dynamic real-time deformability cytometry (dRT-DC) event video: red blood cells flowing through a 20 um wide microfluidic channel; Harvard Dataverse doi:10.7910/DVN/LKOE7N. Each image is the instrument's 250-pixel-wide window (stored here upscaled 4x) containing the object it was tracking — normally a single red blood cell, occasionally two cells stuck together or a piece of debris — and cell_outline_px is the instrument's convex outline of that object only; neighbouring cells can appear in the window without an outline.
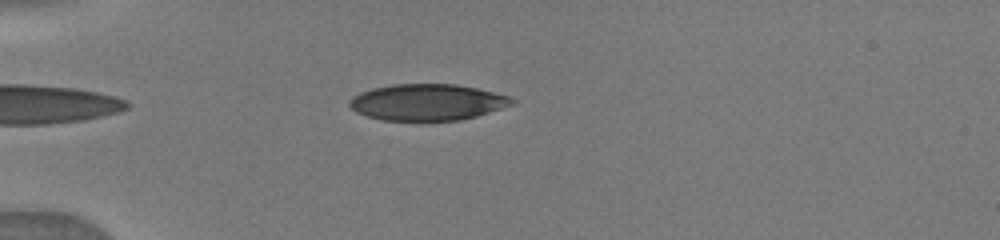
{"species": "human", "species_latin": "Homo sapiens", "temperature_condition": "warm", "stored_images_in_passage": 36, "camera_frame_rate_fps": 3000, "um_per_image_px": 0.085, "donor": {"sex": "male"}, "frame": {"image": 1, "passage_image": 5, "time_ms": 0.667, "image_size_px": [1000, 240], "cell_outline_px": [[516, 104], [476, 116], [460, 120], [420, 124], [384, 120], [368, 116], [356, 112], [348, 104], [348, 100], [352, 96], [360, 92], [372, 88], [392, 84], [456, 84], [476, 88], [512, 96], [516, 100]], "centroid_in_image_um": [36.33, 8.73], "position_along_channel_um": 48.7, "area_um2": 35.66}}
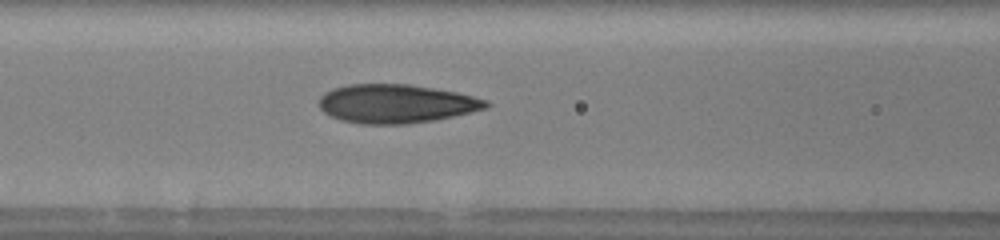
{"frame": {"image": 2, "passage_image": 16, "time_ms": 3.333, "image_size_px": [1000, 240], "cell_outline_px": [[492, 104], [488, 108], [452, 116], [432, 120], [408, 124], [360, 124], [340, 120], [324, 112], [320, 108], [320, 96], [324, 92], [332, 88], [348, 84], [408, 84], [456, 92], [488, 100]], "centroid_in_image_um": [33.66, 8.81], "position_along_channel_um": 132.9, "area_um2": 37.69}}
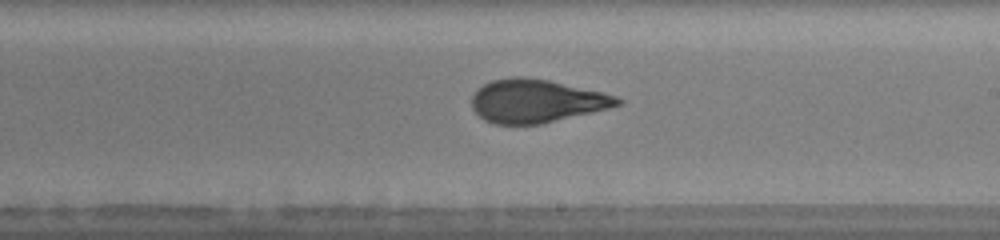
{"frame": {"image": 3, "passage_image": 34, "time_ms": 6.0, "image_size_px": [1000, 240], "cell_outline_px": [[624, 104], [608, 108], [540, 124], [496, 124], [484, 120], [472, 108], [472, 96], [476, 88], [492, 80], [508, 76], [524, 76], [548, 80], [600, 92], [616, 96], [624, 100]], "centroid_in_image_um": [45.55, 8.57], "position_along_channel_um": 243.4, "area_um2": 36.59}}